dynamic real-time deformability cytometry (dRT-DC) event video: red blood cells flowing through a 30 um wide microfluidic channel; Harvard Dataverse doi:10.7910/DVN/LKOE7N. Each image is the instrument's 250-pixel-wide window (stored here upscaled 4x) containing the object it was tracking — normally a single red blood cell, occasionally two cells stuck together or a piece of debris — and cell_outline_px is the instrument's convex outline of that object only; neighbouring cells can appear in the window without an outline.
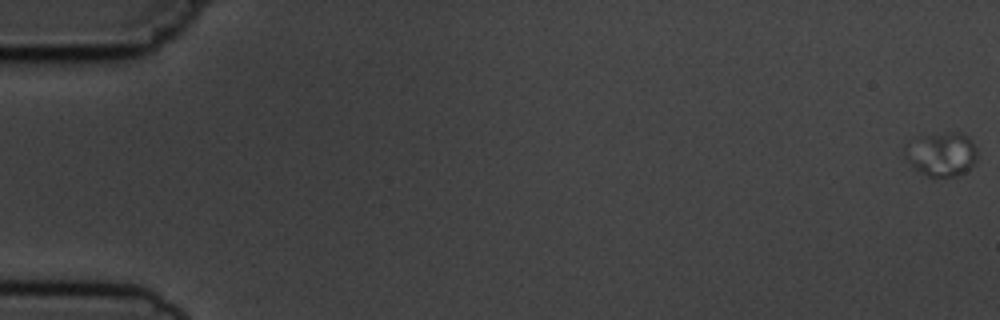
{"species": "common noctule bat (a hibernating species)", "species_latin": "Nyctalus noctula", "temperature_condition": "cold", "stored_images_in_passage": 6, "camera_frame_rate_fps": 3000, "um_per_image_px": 0.085, "animal": {"sex": "male", "body_mass_g": 19.5, "forearm_length_mm": 54.6}, "frame": {"image": 1, "passage_image": 1, "time_ms": 0.0, "image_size_px": [1000, 320], "cell_outline_px": [[976, 160], [964, 172], [956, 176], [928, 176], [920, 172], [908, 160], [904, 148], [904, 144], [908, 140], [920, 136], [948, 132], [960, 132], [968, 136], [976, 148]], "centroid_in_image_um": [80.01, 13.07], "position_along_channel_um": 5.0, "area_um2": 18.38}}
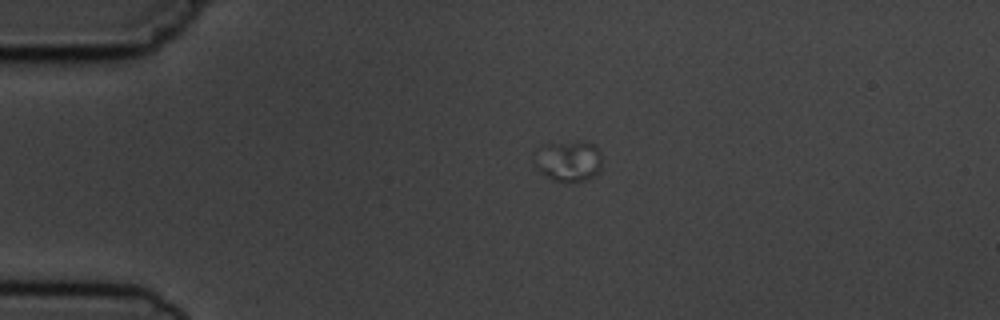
{"frame": {"image": 2, "passage_image": 5, "time_ms": 4.667, "image_size_px": [1000, 320], "cell_outline_px": [[600, 172], [596, 176], [572, 184], [552, 180], [544, 176], [536, 168], [536, 148], [544, 144], [580, 140], [584, 140], [596, 144], [600, 152]], "centroid_in_image_um": [48.34, 13.68], "position_along_channel_um": 36.7, "area_um2": 16.76}}